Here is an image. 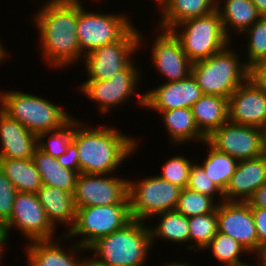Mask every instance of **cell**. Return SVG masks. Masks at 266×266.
Here are the masks:
<instances>
[{
  "instance_id": "obj_1",
  "label": "cell",
  "mask_w": 266,
  "mask_h": 266,
  "mask_svg": "<svg viewBox=\"0 0 266 266\" xmlns=\"http://www.w3.org/2000/svg\"><path fill=\"white\" fill-rule=\"evenodd\" d=\"M46 1L33 16L45 63L63 69L83 61L76 31L77 1L82 0Z\"/></svg>"
},
{
  "instance_id": "obj_2",
  "label": "cell",
  "mask_w": 266,
  "mask_h": 266,
  "mask_svg": "<svg viewBox=\"0 0 266 266\" xmlns=\"http://www.w3.org/2000/svg\"><path fill=\"white\" fill-rule=\"evenodd\" d=\"M82 124L79 120L75 122L72 137L78 149L80 173H115L123 161L137 150V139L128 134L110 126L89 128Z\"/></svg>"
},
{
  "instance_id": "obj_3",
  "label": "cell",
  "mask_w": 266,
  "mask_h": 266,
  "mask_svg": "<svg viewBox=\"0 0 266 266\" xmlns=\"http://www.w3.org/2000/svg\"><path fill=\"white\" fill-rule=\"evenodd\" d=\"M149 225L144 221L132 220L124 228L92 243L86 251L88 266H145L151 252Z\"/></svg>"
},
{
  "instance_id": "obj_4",
  "label": "cell",
  "mask_w": 266,
  "mask_h": 266,
  "mask_svg": "<svg viewBox=\"0 0 266 266\" xmlns=\"http://www.w3.org/2000/svg\"><path fill=\"white\" fill-rule=\"evenodd\" d=\"M229 46L206 60L192 63L191 74L203 94L229 99L249 78V68L239 60V52Z\"/></svg>"
},
{
  "instance_id": "obj_5",
  "label": "cell",
  "mask_w": 266,
  "mask_h": 266,
  "mask_svg": "<svg viewBox=\"0 0 266 266\" xmlns=\"http://www.w3.org/2000/svg\"><path fill=\"white\" fill-rule=\"evenodd\" d=\"M0 108L37 136L60 128L72 117L54 102L20 91L0 92Z\"/></svg>"
},
{
  "instance_id": "obj_6",
  "label": "cell",
  "mask_w": 266,
  "mask_h": 266,
  "mask_svg": "<svg viewBox=\"0 0 266 266\" xmlns=\"http://www.w3.org/2000/svg\"><path fill=\"white\" fill-rule=\"evenodd\" d=\"M170 31L179 40L186 57L192 63L206 60L231 44V40L224 33L217 10L183 21L173 26Z\"/></svg>"
},
{
  "instance_id": "obj_7",
  "label": "cell",
  "mask_w": 266,
  "mask_h": 266,
  "mask_svg": "<svg viewBox=\"0 0 266 266\" xmlns=\"http://www.w3.org/2000/svg\"><path fill=\"white\" fill-rule=\"evenodd\" d=\"M132 220L130 205L76 208V220L72 229L63 234V238L60 235L59 240L69 238L71 240L75 236H82L76 243L87 249L99 238L124 228Z\"/></svg>"
},
{
  "instance_id": "obj_8",
  "label": "cell",
  "mask_w": 266,
  "mask_h": 266,
  "mask_svg": "<svg viewBox=\"0 0 266 266\" xmlns=\"http://www.w3.org/2000/svg\"><path fill=\"white\" fill-rule=\"evenodd\" d=\"M77 1V37L81 53L85 56L93 50L120 40L133 26L129 16L88 12Z\"/></svg>"
},
{
  "instance_id": "obj_9",
  "label": "cell",
  "mask_w": 266,
  "mask_h": 266,
  "mask_svg": "<svg viewBox=\"0 0 266 266\" xmlns=\"http://www.w3.org/2000/svg\"><path fill=\"white\" fill-rule=\"evenodd\" d=\"M181 188L158 175L128 181V197L133 220L145 221L154 215L175 210Z\"/></svg>"
},
{
  "instance_id": "obj_10",
  "label": "cell",
  "mask_w": 266,
  "mask_h": 266,
  "mask_svg": "<svg viewBox=\"0 0 266 266\" xmlns=\"http://www.w3.org/2000/svg\"><path fill=\"white\" fill-rule=\"evenodd\" d=\"M135 59L125 69L117 72L110 80H85L81 83V94H85L91 102L98 104L100 113L109 114L115 106L126 103L133 95H138V107H144V92L138 93L136 88L141 72L135 66ZM140 75V76H139ZM121 103V104H120Z\"/></svg>"
},
{
  "instance_id": "obj_11",
  "label": "cell",
  "mask_w": 266,
  "mask_h": 266,
  "mask_svg": "<svg viewBox=\"0 0 266 266\" xmlns=\"http://www.w3.org/2000/svg\"><path fill=\"white\" fill-rule=\"evenodd\" d=\"M144 34L132 27L120 40L101 46L84 56L86 80H110L133 60L132 54L142 46ZM132 58V59H131Z\"/></svg>"
},
{
  "instance_id": "obj_12",
  "label": "cell",
  "mask_w": 266,
  "mask_h": 266,
  "mask_svg": "<svg viewBox=\"0 0 266 266\" xmlns=\"http://www.w3.org/2000/svg\"><path fill=\"white\" fill-rule=\"evenodd\" d=\"M16 228L28 241L54 239L55 228L49 222L37 194L17 192L9 220L0 228L4 248L10 231ZM5 244V245H4Z\"/></svg>"
},
{
  "instance_id": "obj_13",
  "label": "cell",
  "mask_w": 266,
  "mask_h": 266,
  "mask_svg": "<svg viewBox=\"0 0 266 266\" xmlns=\"http://www.w3.org/2000/svg\"><path fill=\"white\" fill-rule=\"evenodd\" d=\"M113 174L79 173L73 194L75 208L130 205L128 181Z\"/></svg>"
},
{
  "instance_id": "obj_14",
  "label": "cell",
  "mask_w": 266,
  "mask_h": 266,
  "mask_svg": "<svg viewBox=\"0 0 266 266\" xmlns=\"http://www.w3.org/2000/svg\"><path fill=\"white\" fill-rule=\"evenodd\" d=\"M265 135L261 128L228 121L214 130L206 141L216 150L240 161L264 154Z\"/></svg>"
},
{
  "instance_id": "obj_15",
  "label": "cell",
  "mask_w": 266,
  "mask_h": 266,
  "mask_svg": "<svg viewBox=\"0 0 266 266\" xmlns=\"http://www.w3.org/2000/svg\"><path fill=\"white\" fill-rule=\"evenodd\" d=\"M218 232L229 235L258 257V238L251 206L247 202H219ZM253 252V253H252Z\"/></svg>"
},
{
  "instance_id": "obj_16",
  "label": "cell",
  "mask_w": 266,
  "mask_h": 266,
  "mask_svg": "<svg viewBox=\"0 0 266 266\" xmlns=\"http://www.w3.org/2000/svg\"><path fill=\"white\" fill-rule=\"evenodd\" d=\"M153 41L151 58L156 72L165 77L166 82L181 81L191 74L192 62L186 57L179 40L170 30L158 28Z\"/></svg>"
},
{
  "instance_id": "obj_17",
  "label": "cell",
  "mask_w": 266,
  "mask_h": 266,
  "mask_svg": "<svg viewBox=\"0 0 266 266\" xmlns=\"http://www.w3.org/2000/svg\"><path fill=\"white\" fill-rule=\"evenodd\" d=\"M228 121L261 128L266 122V92L251 79L241 84L228 99Z\"/></svg>"
},
{
  "instance_id": "obj_18",
  "label": "cell",
  "mask_w": 266,
  "mask_h": 266,
  "mask_svg": "<svg viewBox=\"0 0 266 266\" xmlns=\"http://www.w3.org/2000/svg\"><path fill=\"white\" fill-rule=\"evenodd\" d=\"M158 86L145 91L144 108L157 112L192 108L203 95L192 74L181 81L164 82Z\"/></svg>"
},
{
  "instance_id": "obj_19",
  "label": "cell",
  "mask_w": 266,
  "mask_h": 266,
  "mask_svg": "<svg viewBox=\"0 0 266 266\" xmlns=\"http://www.w3.org/2000/svg\"><path fill=\"white\" fill-rule=\"evenodd\" d=\"M266 183V157L240 160L224 191V201L248 202L254 192Z\"/></svg>"
},
{
  "instance_id": "obj_20",
  "label": "cell",
  "mask_w": 266,
  "mask_h": 266,
  "mask_svg": "<svg viewBox=\"0 0 266 266\" xmlns=\"http://www.w3.org/2000/svg\"><path fill=\"white\" fill-rule=\"evenodd\" d=\"M58 239L38 240L28 242L25 249L27 254V266H88V256L80 255L86 248L77 243L71 244V248L64 250Z\"/></svg>"
},
{
  "instance_id": "obj_21",
  "label": "cell",
  "mask_w": 266,
  "mask_h": 266,
  "mask_svg": "<svg viewBox=\"0 0 266 266\" xmlns=\"http://www.w3.org/2000/svg\"><path fill=\"white\" fill-rule=\"evenodd\" d=\"M37 135L0 108V158L32 159Z\"/></svg>"
},
{
  "instance_id": "obj_22",
  "label": "cell",
  "mask_w": 266,
  "mask_h": 266,
  "mask_svg": "<svg viewBox=\"0 0 266 266\" xmlns=\"http://www.w3.org/2000/svg\"><path fill=\"white\" fill-rule=\"evenodd\" d=\"M36 194L51 225L56 229L58 223L65 224L67 234L76 220L73 194L44 184Z\"/></svg>"
},
{
  "instance_id": "obj_23",
  "label": "cell",
  "mask_w": 266,
  "mask_h": 266,
  "mask_svg": "<svg viewBox=\"0 0 266 266\" xmlns=\"http://www.w3.org/2000/svg\"><path fill=\"white\" fill-rule=\"evenodd\" d=\"M216 10L219 12L224 33L230 40L231 31L242 34L261 17L251 0H217Z\"/></svg>"
},
{
  "instance_id": "obj_24",
  "label": "cell",
  "mask_w": 266,
  "mask_h": 266,
  "mask_svg": "<svg viewBox=\"0 0 266 266\" xmlns=\"http://www.w3.org/2000/svg\"><path fill=\"white\" fill-rule=\"evenodd\" d=\"M191 109L196 125L206 137L228 122V99L222 96L203 94Z\"/></svg>"
},
{
  "instance_id": "obj_25",
  "label": "cell",
  "mask_w": 266,
  "mask_h": 266,
  "mask_svg": "<svg viewBox=\"0 0 266 266\" xmlns=\"http://www.w3.org/2000/svg\"><path fill=\"white\" fill-rule=\"evenodd\" d=\"M165 130L170 135V140L176 145L181 143L188 144L192 140L204 142L207 137L199 130L196 125L191 108H177L174 110L159 112Z\"/></svg>"
},
{
  "instance_id": "obj_26",
  "label": "cell",
  "mask_w": 266,
  "mask_h": 266,
  "mask_svg": "<svg viewBox=\"0 0 266 266\" xmlns=\"http://www.w3.org/2000/svg\"><path fill=\"white\" fill-rule=\"evenodd\" d=\"M217 0H171L160 12L156 27L170 30L183 21L205 16L216 10Z\"/></svg>"
},
{
  "instance_id": "obj_27",
  "label": "cell",
  "mask_w": 266,
  "mask_h": 266,
  "mask_svg": "<svg viewBox=\"0 0 266 266\" xmlns=\"http://www.w3.org/2000/svg\"><path fill=\"white\" fill-rule=\"evenodd\" d=\"M32 160L39 171L42 183L74 194L78 173L62 167L56 157H52L38 147Z\"/></svg>"
},
{
  "instance_id": "obj_28",
  "label": "cell",
  "mask_w": 266,
  "mask_h": 266,
  "mask_svg": "<svg viewBox=\"0 0 266 266\" xmlns=\"http://www.w3.org/2000/svg\"><path fill=\"white\" fill-rule=\"evenodd\" d=\"M0 170L18 192L36 194L43 185L39 171L32 159L0 158Z\"/></svg>"
},
{
  "instance_id": "obj_29",
  "label": "cell",
  "mask_w": 266,
  "mask_h": 266,
  "mask_svg": "<svg viewBox=\"0 0 266 266\" xmlns=\"http://www.w3.org/2000/svg\"><path fill=\"white\" fill-rule=\"evenodd\" d=\"M155 216L159 220L157 225L149 226L152 245L157 238L178 244H189V224L186 216L176 210L158 213L153 216V220Z\"/></svg>"
},
{
  "instance_id": "obj_30",
  "label": "cell",
  "mask_w": 266,
  "mask_h": 266,
  "mask_svg": "<svg viewBox=\"0 0 266 266\" xmlns=\"http://www.w3.org/2000/svg\"><path fill=\"white\" fill-rule=\"evenodd\" d=\"M208 146L206 158L201 160L199 164L207 176L217 185L223 192L226 190L232 175L238 164V160L229 154L220 152L212 147L207 141L203 142Z\"/></svg>"
},
{
  "instance_id": "obj_31",
  "label": "cell",
  "mask_w": 266,
  "mask_h": 266,
  "mask_svg": "<svg viewBox=\"0 0 266 266\" xmlns=\"http://www.w3.org/2000/svg\"><path fill=\"white\" fill-rule=\"evenodd\" d=\"M206 249L211 250L212 256L223 266L249 265L248 262L246 263L241 260L242 254L244 255L246 253L245 255H250L245 247L237 240L221 232H217L210 243L204 248V250Z\"/></svg>"
},
{
  "instance_id": "obj_32",
  "label": "cell",
  "mask_w": 266,
  "mask_h": 266,
  "mask_svg": "<svg viewBox=\"0 0 266 266\" xmlns=\"http://www.w3.org/2000/svg\"><path fill=\"white\" fill-rule=\"evenodd\" d=\"M188 224L189 242H191V244H186V247L188 249H194L195 252L200 250L204 251V248L218 232L217 211L189 217ZM193 242L195 244H193Z\"/></svg>"
},
{
  "instance_id": "obj_33",
  "label": "cell",
  "mask_w": 266,
  "mask_h": 266,
  "mask_svg": "<svg viewBox=\"0 0 266 266\" xmlns=\"http://www.w3.org/2000/svg\"><path fill=\"white\" fill-rule=\"evenodd\" d=\"M77 120L73 116L60 128L40 133L37 136V147L52 157L57 158L64 154L67 151L68 145L72 142L75 122Z\"/></svg>"
},
{
  "instance_id": "obj_34",
  "label": "cell",
  "mask_w": 266,
  "mask_h": 266,
  "mask_svg": "<svg viewBox=\"0 0 266 266\" xmlns=\"http://www.w3.org/2000/svg\"><path fill=\"white\" fill-rule=\"evenodd\" d=\"M216 200L208 195L184 188L180 191L175 210L187 218L212 213L217 211L219 202Z\"/></svg>"
},
{
  "instance_id": "obj_35",
  "label": "cell",
  "mask_w": 266,
  "mask_h": 266,
  "mask_svg": "<svg viewBox=\"0 0 266 266\" xmlns=\"http://www.w3.org/2000/svg\"><path fill=\"white\" fill-rule=\"evenodd\" d=\"M247 36V59L244 63L248 68L266 60V17H260L241 35Z\"/></svg>"
},
{
  "instance_id": "obj_36",
  "label": "cell",
  "mask_w": 266,
  "mask_h": 266,
  "mask_svg": "<svg viewBox=\"0 0 266 266\" xmlns=\"http://www.w3.org/2000/svg\"><path fill=\"white\" fill-rule=\"evenodd\" d=\"M193 163V160L182 155L173 156L165 162L158 176L181 189L187 188L189 171Z\"/></svg>"
},
{
  "instance_id": "obj_37",
  "label": "cell",
  "mask_w": 266,
  "mask_h": 266,
  "mask_svg": "<svg viewBox=\"0 0 266 266\" xmlns=\"http://www.w3.org/2000/svg\"><path fill=\"white\" fill-rule=\"evenodd\" d=\"M194 164V165H193ZM192 164L189 171V179L187 188L194 192L208 195L214 199L219 197V201H224V192L211 181V179L204 172V169L199 165V163ZM216 195V197H215Z\"/></svg>"
},
{
  "instance_id": "obj_38",
  "label": "cell",
  "mask_w": 266,
  "mask_h": 266,
  "mask_svg": "<svg viewBox=\"0 0 266 266\" xmlns=\"http://www.w3.org/2000/svg\"><path fill=\"white\" fill-rule=\"evenodd\" d=\"M17 189L0 170V228L9 220Z\"/></svg>"
},
{
  "instance_id": "obj_39",
  "label": "cell",
  "mask_w": 266,
  "mask_h": 266,
  "mask_svg": "<svg viewBox=\"0 0 266 266\" xmlns=\"http://www.w3.org/2000/svg\"><path fill=\"white\" fill-rule=\"evenodd\" d=\"M251 212L256 226L259 256L266 250V208H251Z\"/></svg>"
},
{
  "instance_id": "obj_40",
  "label": "cell",
  "mask_w": 266,
  "mask_h": 266,
  "mask_svg": "<svg viewBox=\"0 0 266 266\" xmlns=\"http://www.w3.org/2000/svg\"><path fill=\"white\" fill-rule=\"evenodd\" d=\"M57 160L62 167L76 171L78 174L80 173L78 149L73 142L68 145L67 151L64 154L57 157Z\"/></svg>"
},
{
  "instance_id": "obj_41",
  "label": "cell",
  "mask_w": 266,
  "mask_h": 266,
  "mask_svg": "<svg viewBox=\"0 0 266 266\" xmlns=\"http://www.w3.org/2000/svg\"><path fill=\"white\" fill-rule=\"evenodd\" d=\"M249 79L266 92V60L260 61L249 68Z\"/></svg>"
},
{
  "instance_id": "obj_42",
  "label": "cell",
  "mask_w": 266,
  "mask_h": 266,
  "mask_svg": "<svg viewBox=\"0 0 266 266\" xmlns=\"http://www.w3.org/2000/svg\"><path fill=\"white\" fill-rule=\"evenodd\" d=\"M247 203L251 208H266V183L254 192Z\"/></svg>"
},
{
  "instance_id": "obj_43",
  "label": "cell",
  "mask_w": 266,
  "mask_h": 266,
  "mask_svg": "<svg viewBox=\"0 0 266 266\" xmlns=\"http://www.w3.org/2000/svg\"><path fill=\"white\" fill-rule=\"evenodd\" d=\"M257 7L261 17H266V0H251Z\"/></svg>"
},
{
  "instance_id": "obj_44",
  "label": "cell",
  "mask_w": 266,
  "mask_h": 266,
  "mask_svg": "<svg viewBox=\"0 0 266 266\" xmlns=\"http://www.w3.org/2000/svg\"><path fill=\"white\" fill-rule=\"evenodd\" d=\"M161 266H193L192 264L190 265V263H186V262H176V261H174V262H172L171 263V261H169L167 264L166 263H164L163 265H161Z\"/></svg>"
},
{
  "instance_id": "obj_45",
  "label": "cell",
  "mask_w": 266,
  "mask_h": 266,
  "mask_svg": "<svg viewBox=\"0 0 266 266\" xmlns=\"http://www.w3.org/2000/svg\"><path fill=\"white\" fill-rule=\"evenodd\" d=\"M156 1L160 7L159 9H161L160 12H162L165 9V7L170 3L171 0H155L154 2Z\"/></svg>"
},
{
  "instance_id": "obj_46",
  "label": "cell",
  "mask_w": 266,
  "mask_h": 266,
  "mask_svg": "<svg viewBox=\"0 0 266 266\" xmlns=\"http://www.w3.org/2000/svg\"><path fill=\"white\" fill-rule=\"evenodd\" d=\"M258 259V262L261 263L262 266H266V250L263 251L258 258H256L255 260Z\"/></svg>"
},
{
  "instance_id": "obj_47",
  "label": "cell",
  "mask_w": 266,
  "mask_h": 266,
  "mask_svg": "<svg viewBox=\"0 0 266 266\" xmlns=\"http://www.w3.org/2000/svg\"><path fill=\"white\" fill-rule=\"evenodd\" d=\"M264 155L266 157V135H265Z\"/></svg>"
},
{
  "instance_id": "obj_48",
  "label": "cell",
  "mask_w": 266,
  "mask_h": 266,
  "mask_svg": "<svg viewBox=\"0 0 266 266\" xmlns=\"http://www.w3.org/2000/svg\"><path fill=\"white\" fill-rule=\"evenodd\" d=\"M246 266H262V265H261V263L259 262V264H257V265H256V264H255V265H253V264H249V265H246Z\"/></svg>"
},
{
  "instance_id": "obj_49",
  "label": "cell",
  "mask_w": 266,
  "mask_h": 266,
  "mask_svg": "<svg viewBox=\"0 0 266 266\" xmlns=\"http://www.w3.org/2000/svg\"><path fill=\"white\" fill-rule=\"evenodd\" d=\"M264 132L266 134V122H265V125H264Z\"/></svg>"
}]
</instances>
